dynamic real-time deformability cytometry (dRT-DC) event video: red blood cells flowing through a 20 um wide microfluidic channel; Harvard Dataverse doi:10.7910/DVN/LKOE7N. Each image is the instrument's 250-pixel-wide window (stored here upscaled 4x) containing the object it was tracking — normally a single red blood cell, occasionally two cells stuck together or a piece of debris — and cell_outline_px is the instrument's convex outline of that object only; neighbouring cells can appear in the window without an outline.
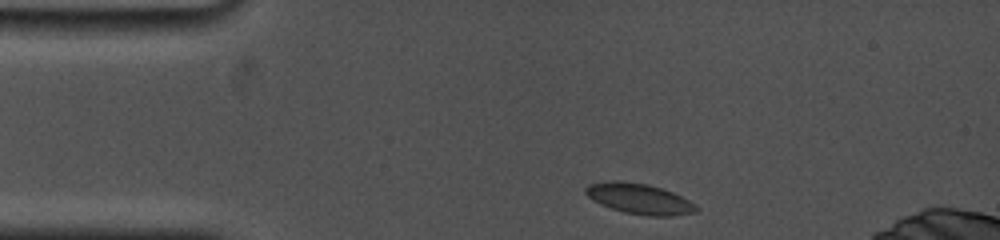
{"species": "common noctule bat (a hibernating species)", "species_latin": "Nyctalus noctula", "temperature_condition": "cold", "stored_images_in_passage": 9, "camera_frame_rate_fps": 5000, "um_per_image_px": 0.085, "animal": {"sex": "female", "body_mass_g": 19.0, "forearm_length_mm": 53.3}, "frame": {"image": 1, "passage_image": 1, "time_ms": 0.0, "image_size_px": [1000, 240], "cell_outline_px": [[700, 208], [696, 212], [672, 216], [648, 216], [624, 212], [600, 204], [592, 200], [584, 192], [584, 188], [588, 184], [612, 180], [620, 180], [648, 184], [672, 192], [696, 204]], "centroid_in_image_um": [54.33, 16.89], "position_along_channel_um": 30.7, "area_um2": 19.77}}
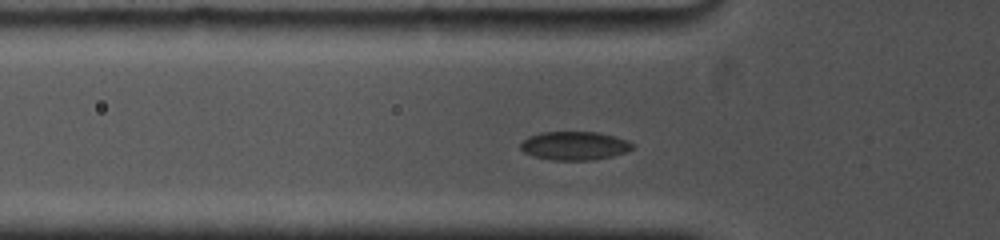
{"frame": {"image": 2, "passage_image": 6, "time_ms": 2.4, "image_size_px": [1000, 240], "cell_outline_px": [[636, 148], [628, 152], [612, 156], [592, 160], [552, 160], [532, 156], [524, 152], [520, 148], [520, 144], [528, 136], [540, 132], [600, 132], [616, 136], [628, 140], [636, 144]], "centroid_in_image_um": [48.89, 12.38], "position_along_channel_um": 76.9, "area_um2": 19.02}}
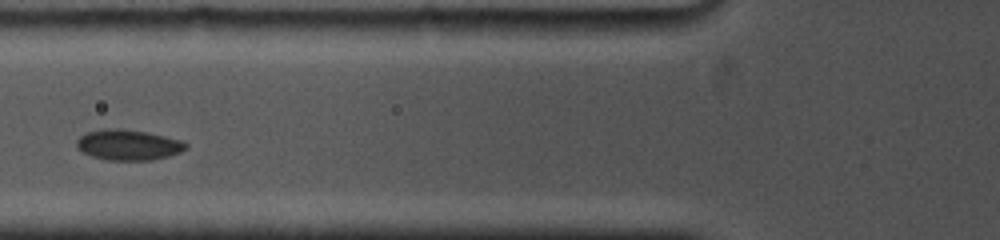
{"frame": {"image": 3, "passage_image": 8, "time_ms": 3.4, "image_size_px": [1000, 240], "cell_outline_px": [[188, 148], [180, 152], [168, 156], [152, 160], [108, 160], [92, 156], [76, 148], [76, 140], [80, 136], [88, 132], [104, 128], [120, 128], [148, 132], [180, 140], [188, 144]], "centroid_in_image_um": [10.9, 12.31], "position_along_channel_um": 114.9, "area_um2": 19.48}}